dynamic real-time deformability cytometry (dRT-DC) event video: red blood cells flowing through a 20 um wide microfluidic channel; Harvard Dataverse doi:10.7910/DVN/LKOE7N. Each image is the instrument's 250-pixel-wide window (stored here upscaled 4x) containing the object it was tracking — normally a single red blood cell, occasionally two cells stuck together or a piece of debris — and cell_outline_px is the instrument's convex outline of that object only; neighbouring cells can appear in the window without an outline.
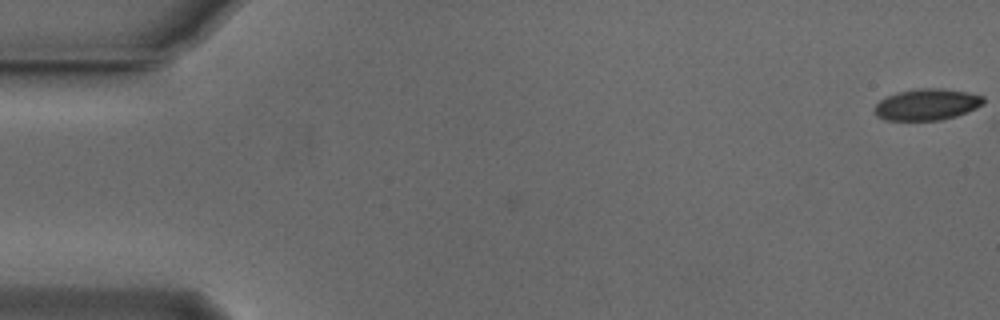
{"species": "Egyptian fruit bat (a non-hibernating species)", "species_latin": "Rousettus aegyptiacus", "temperature_condition": "cold", "stored_images_in_passage": 3, "camera_frame_rate_fps": 3000, "um_per_image_px": 0.085, "animal": {"sex": "male"}, "frame": {"image": 1, "passage_image": 3, "time_ms": 0.667, "image_size_px": [1000, 320], "cell_outline_px": [[984, 104], [976, 108], [956, 116], [940, 120], [888, 120], [876, 116], [876, 104], [880, 100], [888, 96], [900, 92], [920, 88], [940, 88], [968, 92], [984, 96]], "centroid_in_image_um": [78.83, 8.88], "position_along_channel_um": 6.2, "area_um2": 19.71}}